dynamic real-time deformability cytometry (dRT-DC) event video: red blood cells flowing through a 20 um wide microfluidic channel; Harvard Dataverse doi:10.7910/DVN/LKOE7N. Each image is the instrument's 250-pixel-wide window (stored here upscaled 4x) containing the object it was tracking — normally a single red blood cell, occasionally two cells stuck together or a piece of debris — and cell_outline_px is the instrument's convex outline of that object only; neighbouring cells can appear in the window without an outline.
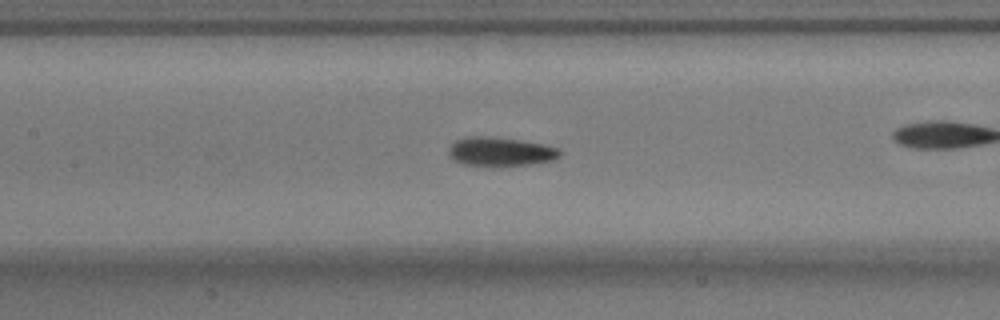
{"species": "common noctule bat (a hibernating species)", "species_latin": "Nyctalus noctula", "temperature_condition": "warm", "stored_images_in_passage": 54, "camera_frame_rate_fps": 3000, "um_per_image_px": 0.085, "animal": {"sex": "male", "body_mass_g": 17.9}, "frame": {"image": 1, "passage_image": 24, "time_ms": 7.667, "image_size_px": [1000, 320], "cell_outline_px": [[560, 156], [552, 160], [528, 164], [500, 168], [492, 168], [464, 164], [456, 160], [448, 152], [448, 148], [456, 140], [468, 136], [488, 136], [520, 140], [544, 144], [556, 148], [560, 152]], "centroid_in_image_um": [42.51, 12.91], "position_along_channel_um": 164.9, "area_um2": 19.02}}
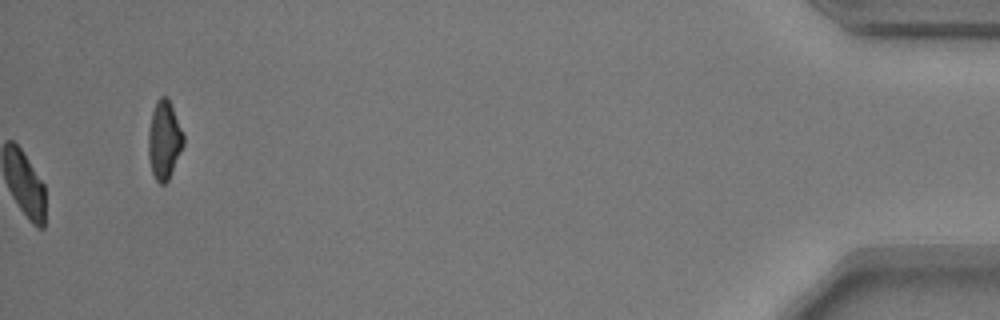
{"frame": {"image": 2, "passage_image": 54, "time_ms": 17.667, "image_size_px": [1000, 320], "cell_outline_px": [[184, 144], [168, 180], [164, 184], [160, 184], [156, 180], [152, 172], [148, 160], [148, 128], [152, 112], [156, 100], [160, 96], [164, 96], [168, 100], [172, 108], [184, 136]], "centroid_in_image_um": [13.93, 11.92], "position_along_channel_um": 421.3, "area_um2": 15.9}, "authors_computed_cell_mechanics": {"area_um2": 18.3226, "velocity_mm_per_s": 3.7109, "shape_relaxation_time_tau1_ms": 3.4247, "shape_relaxation_time_tau2_ms": 2.2924, "deformation_change_tau1": 0.1163, "deformation_change_tau2": 0.0768}}